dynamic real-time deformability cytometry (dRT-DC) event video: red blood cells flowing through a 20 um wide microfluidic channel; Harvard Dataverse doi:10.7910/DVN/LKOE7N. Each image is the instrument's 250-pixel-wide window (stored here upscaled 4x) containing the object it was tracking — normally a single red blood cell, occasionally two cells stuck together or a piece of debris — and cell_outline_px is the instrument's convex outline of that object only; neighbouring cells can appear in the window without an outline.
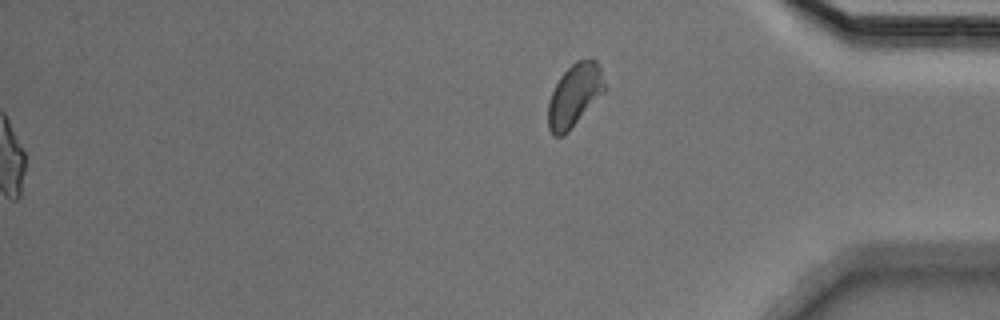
{"species": "Egyptian fruit bat (a non-hibernating species)", "species_latin": "Rousettus aegyptiacus", "temperature_condition": "cold", "stored_images_in_passage": 50, "segment_of_instrument_passage": [2, 2], "camera_frame_rate_fps": 3000, "um_per_image_px": 0.085, "animal": {"sex": "male"}, "frame": {"image": 1, "passage_image": 50, "time_ms": 16.333, "image_size_px": [1000, 320], "cell_outline_px": [[608, 88], [568, 132], [564, 136], [552, 136], [548, 128], [548, 104], [552, 92], [560, 76], [576, 60], [596, 60], [600, 68]], "centroid_in_image_um": [48.84, 8.12], "position_along_channel_um": 386.4, "area_um2": 20.69}}